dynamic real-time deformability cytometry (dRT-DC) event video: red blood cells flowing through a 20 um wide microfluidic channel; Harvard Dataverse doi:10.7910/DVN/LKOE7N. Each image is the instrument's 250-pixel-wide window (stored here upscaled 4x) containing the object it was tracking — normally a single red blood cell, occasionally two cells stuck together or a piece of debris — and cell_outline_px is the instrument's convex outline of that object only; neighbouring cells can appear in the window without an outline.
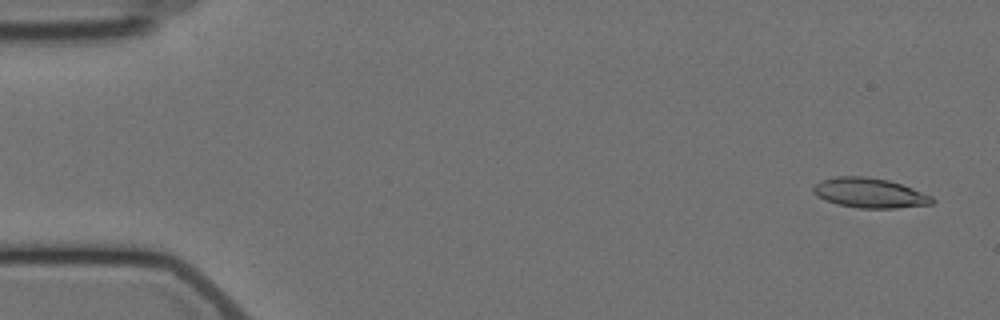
{"species": "Egyptian fruit bat (a non-hibernating species)", "species_latin": "Rousettus aegyptiacus", "temperature_condition": "cold", "stored_images_in_passage": 4, "camera_frame_rate_fps": 3000, "um_per_image_px": 0.085, "animal": {"sex": "female"}, "frame": {"image": 1, "passage_image": 1, "time_ms": 0.0, "image_size_px": [1000, 320], "cell_outline_px": [[936, 200], [932, 204], [896, 208], [860, 208], [836, 204], [824, 200], [816, 196], [812, 192], [812, 184], [820, 180], [836, 176], [864, 176], [888, 180], [912, 188], [932, 196]], "centroid_in_image_um": [73.86, 16.4], "position_along_channel_um": 11.1, "area_um2": 20.87}}
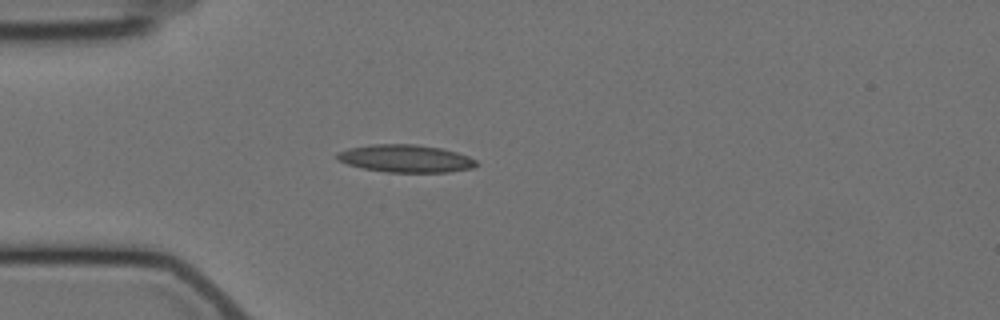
{"frame": {"image": 2, "passage_image": 4, "time_ms": 4.333, "image_size_px": [1000, 320], "cell_outline_px": [[480, 164], [472, 168], [448, 172], [384, 172], [364, 168], [348, 164], [340, 160], [336, 156], [336, 152], [348, 148], [372, 144], [416, 144], [440, 148], [456, 152], [468, 156], [476, 160]], "centroid_in_image_um": [34.49, 13.47], "position_along_channel_um": 50.5, "area_um2": 22.37}}